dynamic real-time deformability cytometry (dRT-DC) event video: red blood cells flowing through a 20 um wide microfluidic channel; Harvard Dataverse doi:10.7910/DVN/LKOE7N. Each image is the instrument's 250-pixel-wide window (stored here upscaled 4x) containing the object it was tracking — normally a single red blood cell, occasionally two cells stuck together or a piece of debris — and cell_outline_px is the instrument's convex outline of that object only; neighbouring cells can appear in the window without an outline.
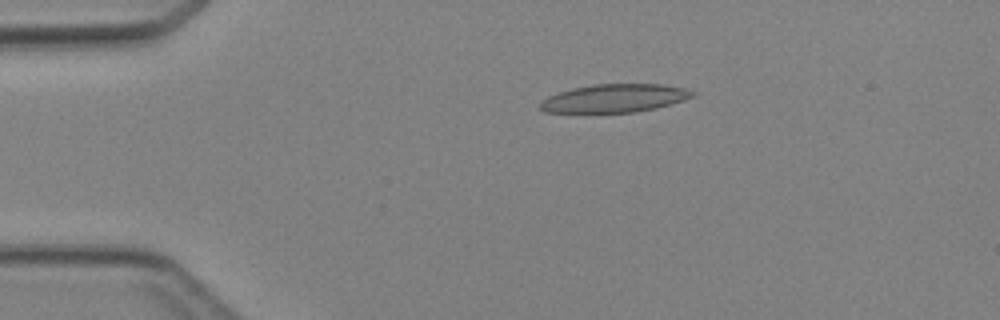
{"species": "Egyptian fruit bat (a non-hibernating species)", "species_latin": "Rousettus aegyptiacus", "temperature_condition": "cold", "stored_images_in_passage": 3, "camera_frame_rate_fps": 3000, "um_per_image_px": 0.085, "animal": {"sex": "female"}, "frame": {"image": 1, "passage_image": 2, "time_ms": 1.0, "image_size_px": [1000, 320], "cell_outline_px": [[700, 92], [696, 96], [684, 100], [656, 108], [636, 112], [544, 112], [540, 108], [540, 104], [548, 96], [572, 88], [592, 84], [664, 84], [684, 88]], "centroid_in_image_um": [52.32, 8.34], "position_along_channel_um": 32.7, "area_um2": 25.09}}
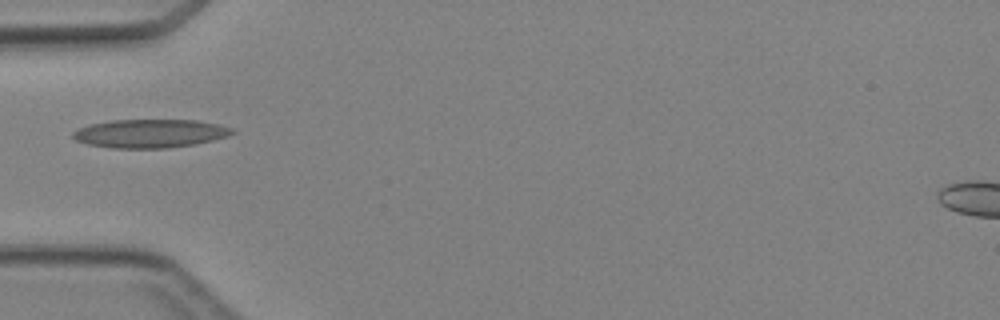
{"frame": {"image": 2, "passage_image": 3, "time_ms": 3.0, "image_size_px": [1000, 320], "cell_outline_px": [[236, 132], [228, 136], [196, 144], [168, 148], [112, 148], [88, 144], [76, 140], [72, 136], [72, 132], [80, 128], [92, 124], [112, 120], [196, 120], [216, 124], [232, 128]], "centroid_in_image_um": [12.77, 11.35], "position_along_channel_um": 72.2, "area_um2": 26.3}}